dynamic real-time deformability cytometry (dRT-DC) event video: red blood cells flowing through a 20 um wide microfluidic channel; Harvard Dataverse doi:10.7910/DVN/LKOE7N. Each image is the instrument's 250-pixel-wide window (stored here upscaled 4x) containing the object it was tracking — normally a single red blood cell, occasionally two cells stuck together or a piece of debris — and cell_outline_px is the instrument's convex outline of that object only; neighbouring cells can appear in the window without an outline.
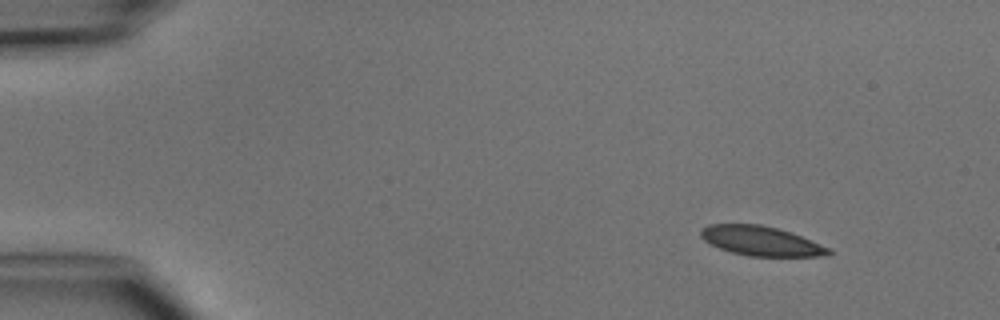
{"species": "common noctule bat (a hibernating species)", "species_latin": "Nyctalus noctula", "temperature_condition": "cold", "stored_images_in_passage": 3, "camera_frame_rate_fps": 3000, "um_per_image_px": 0.085, "animal": {"sex": "male", "body_mass_g": 15.6}, "frame": {"image": 1, "passage_image": 1, "time_ms": 0.0, "image_size_px": [1000, 320], "cell_outline_px": [[832, 256], [748, 256], [732, 252], [720, 248], [704, 240], [700, 236], [700, 232], [708, 224], [760, 224], [776, 228], [800, 236], [828, 248], [832, 252]], "centroid_in_image_um": [64.67, 20.49], "position_along_channel_um": 20.3, "area_um2": 21.62}}